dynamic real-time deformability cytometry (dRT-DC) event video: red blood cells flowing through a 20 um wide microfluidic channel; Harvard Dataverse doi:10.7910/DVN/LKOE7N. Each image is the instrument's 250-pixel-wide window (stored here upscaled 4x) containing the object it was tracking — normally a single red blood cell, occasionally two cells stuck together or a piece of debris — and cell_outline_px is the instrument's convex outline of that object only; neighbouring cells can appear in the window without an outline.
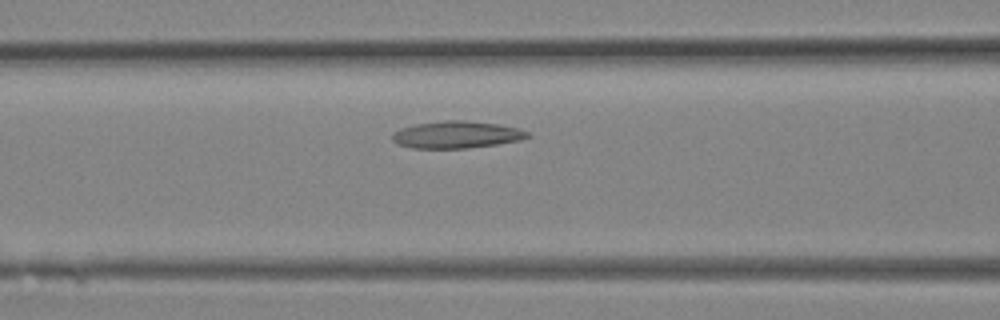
{"species": "Egyptian fruit bat (a non-hibernating species)", "species_latin": "Rousettus aegyptiacus", "temperature_condition": "room temperature", "stored_images_in_passage": 18, "camera_frame_rate_fps": 3000, "um_per_image_px": 0.085, "animal": {"sex": "female"}, "frame": {"image": 1, "passage_image": 9, "time_ms": 2.667, "image_size_px": [1000, 320], "cell_outline_px": [[532, 136], [520, 140], [496, 144], [468, 148], [412, 148], [400, 144], [392, 140], [392, 132], [400, 128], [416, 124], [444, 120], [464, 120], [500, 124], [520, 128], [528, 132]], "centroid_in_image_um": [38.83, 11.44], "position_along_channel_um": 127.8, "area_um2": 21.44}}
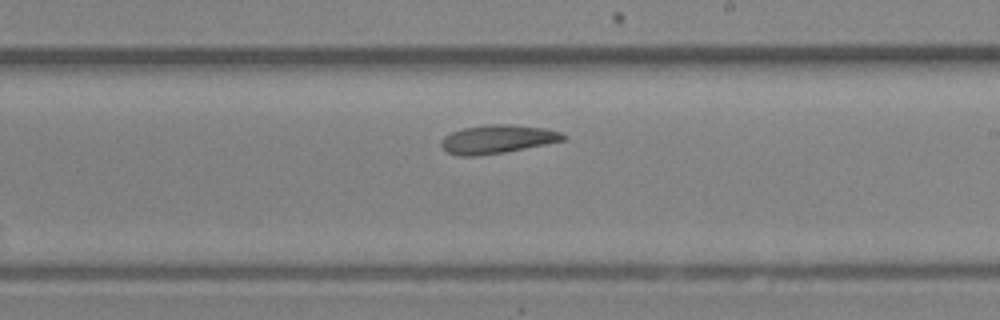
{"frame": {"image": 2, "passage_image": 14, "time_ms": 4.333, "image_size_px": [1000, 320], "cell_outline_px": [[568, 136], [564, 140], [504, 152], [476, 156], [460, 156], [448, 152], [440, 144], [440, 140], [444, 136], [452, 132], [464, 128], [484, 124], [512, 124], [544, 128], [560, 132]], "centroid_in_image_um": [42.26, 11.82], "position_along_channel_um": 246.7, "area_um2": 20.17}}
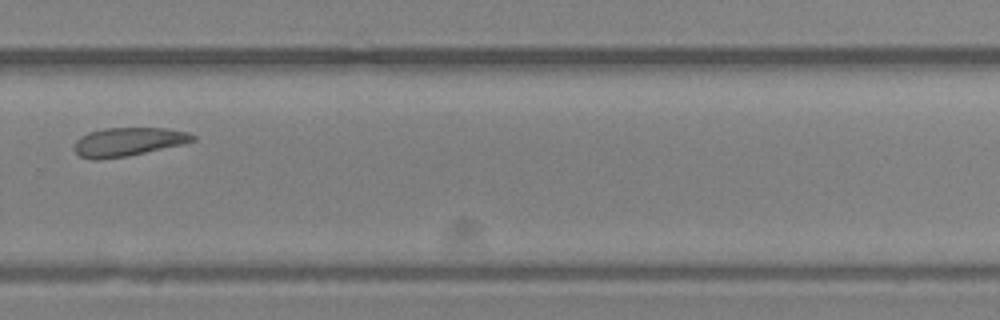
{"frame": {"image": 3, "passage_image": 17, "time_ms": 5.333, "image_size_px": [1000, 320], "cell_outline_px": [[196, 140], [180, 144], [128, 156], [100, 160], [92, 160], [80, 156], [72, 148], [76, 140], [80, 136], [88, 132], [104, 128], [164, 128], [188, 132], [196, 136]], "centroid_in_image_um": [10.83, 12.05], "position_along_channel_um": 319.0, "area_um2": 19.77}}